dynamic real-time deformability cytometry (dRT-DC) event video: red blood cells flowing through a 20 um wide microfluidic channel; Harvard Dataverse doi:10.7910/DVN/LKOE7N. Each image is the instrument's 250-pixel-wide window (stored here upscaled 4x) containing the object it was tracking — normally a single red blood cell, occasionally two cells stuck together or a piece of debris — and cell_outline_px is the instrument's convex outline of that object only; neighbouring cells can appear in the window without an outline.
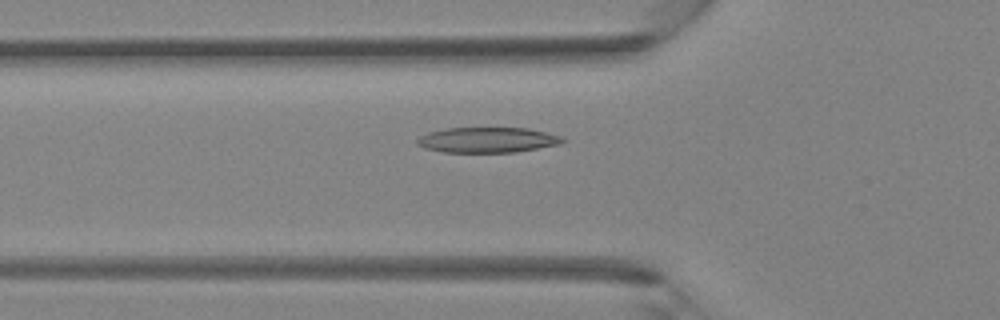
{"species": "Egyptian fruit bat (a non-hibernating species)", "species_latin": "Rousettus aegyptiacus", "temperature_condition": "room temperature", "stored_images_in_passage": 42, "camera_frame_rate_fps": 3000, "um_per_image_px": 0.085, "animal": {"sex": "female"}, "frame": {"image": 1, "passage_image": 15, "time_ms": 4.667, "image_size_px": [1000, 320], "cell_outline_px": [[564, 140], [560, 144], [512, 152], [444, 152], [424, 148], [416, 144], [416, 140], [420, 136], [428, 132], [444, 128], [528, 128], [560, 136]], "centroid_in_image_um": [41.36, 11.89], "position_along_channel_um": 84.4, "area_um2": 21.27}}
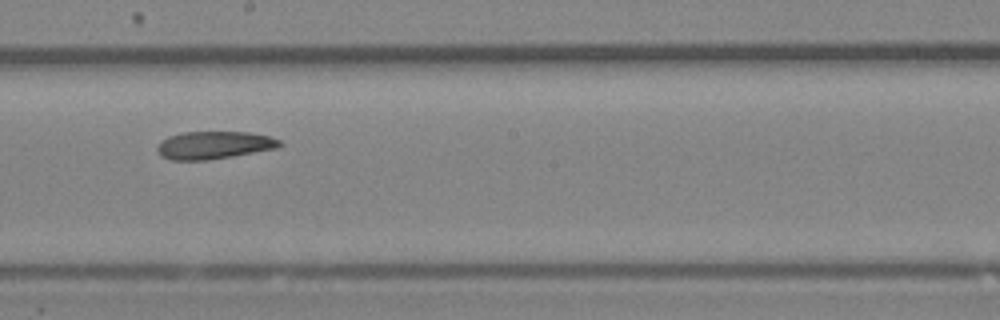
{"frame": {"image": 2, "passage_image": 24, "time_ms": 7.667, "image_size_px": [1000, 320], "cell_outline_px": [[284, 144], [280, 148], [208, 160], [168, 160], [160, 156], [156, 148], [160, 140], [168, 136], [184, 132], [248, 132], [268, 136], [280, 140]], "centroid_in_image_um": [18.18, 12.34], "position_along_channel_um": 230.0, "area_um2": 20.0}}
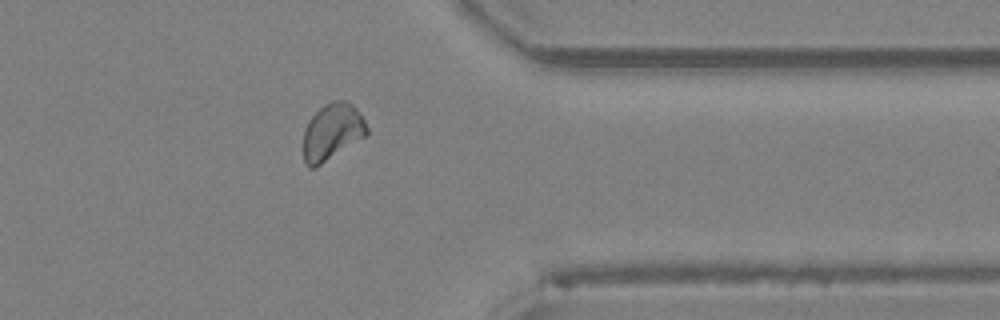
{"frame": {"image": 3, "passage_image": 34, "time_ms": 11.0, "image_size_px": [1000, 320], "cell_outline_px": [[368, 132], [364, 136], [320, 164], [312, 168], [308, 168], [304, 164], [304, 128], [308, 120], [324, 104], [332, 100], [344, 100], [352, 104], [356, 108], [364, 120], [368, 128]], "centroid_in_image_um": [28.21, 11.17], "position_along_channel_um": 383.2, "area_um2": 20.58}}